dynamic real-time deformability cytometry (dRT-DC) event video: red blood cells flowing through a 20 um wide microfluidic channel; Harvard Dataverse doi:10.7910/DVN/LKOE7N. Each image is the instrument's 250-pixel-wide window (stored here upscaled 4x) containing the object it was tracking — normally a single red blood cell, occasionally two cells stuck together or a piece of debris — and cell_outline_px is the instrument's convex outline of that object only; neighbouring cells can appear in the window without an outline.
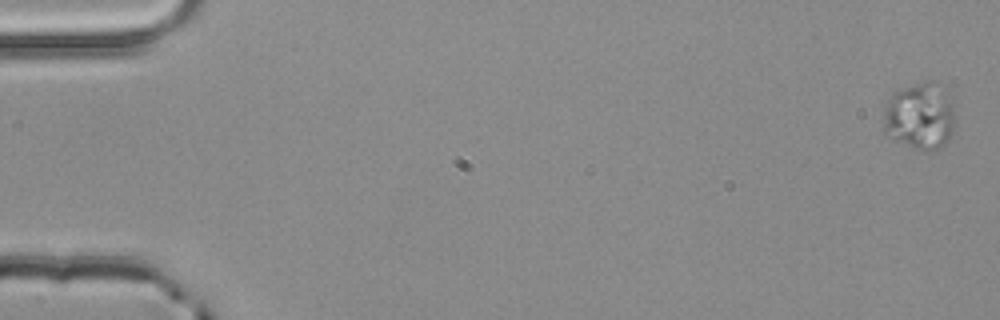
{"species": "common noctule bat (a hibernating species)", "species_latin": "Nyctalus noctula", "temperature_condition": "room temperature", "stored_images_in_passage": 4, "segment_of_instrument_passage": [1, 2], "camera_frame_rate_fps": 3000, "um_per_image_px": 0.085, "animal": {"sex": "male", "body_mass_g": 20.4}, "frame": {"image": 1, "passage_image": 1, "time_ms": 0.0, "image_size_px": [1000, 320], "cell_outline_px": [[952, 136], [940, 148], [928, 152], [920, 152], [884, 136], [884, 104], [892, 92], [924, 80], [936, 80], [948, 88], [952, 108]], "centroid_in_image_um": [78.16, 9.86], "position_along_channel_um": 6.8, "area_um2": 28.96}}
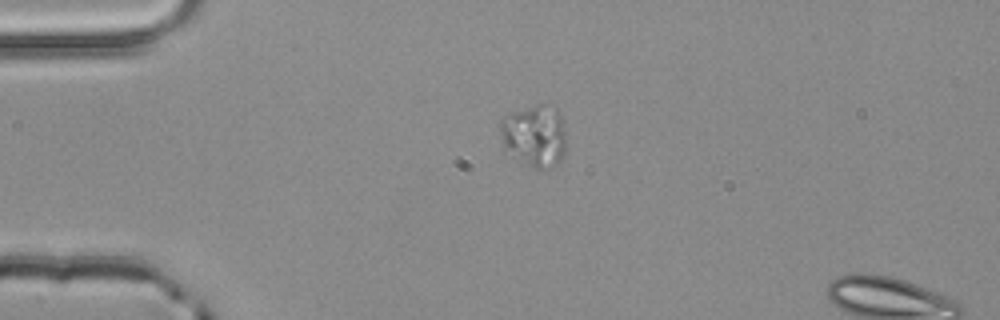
{"frame": {"image": 2, "passage_image": 3, "time_ms": 0.667, "image_size_px": [1000, 320], "cell_outline_px": [[564, 152], [560, 160], [556, 164], [540, 168], [536, 168], [512, 156], [500, 148], [500, 120], [504, 116], [512, 112], [536, 104], [552, 104], [556, 108], [564, 120]], "centroid_in_image_um": [45.38, 11.49], "position_along_channel_um": 39.6, "area_um2": 24.1}}